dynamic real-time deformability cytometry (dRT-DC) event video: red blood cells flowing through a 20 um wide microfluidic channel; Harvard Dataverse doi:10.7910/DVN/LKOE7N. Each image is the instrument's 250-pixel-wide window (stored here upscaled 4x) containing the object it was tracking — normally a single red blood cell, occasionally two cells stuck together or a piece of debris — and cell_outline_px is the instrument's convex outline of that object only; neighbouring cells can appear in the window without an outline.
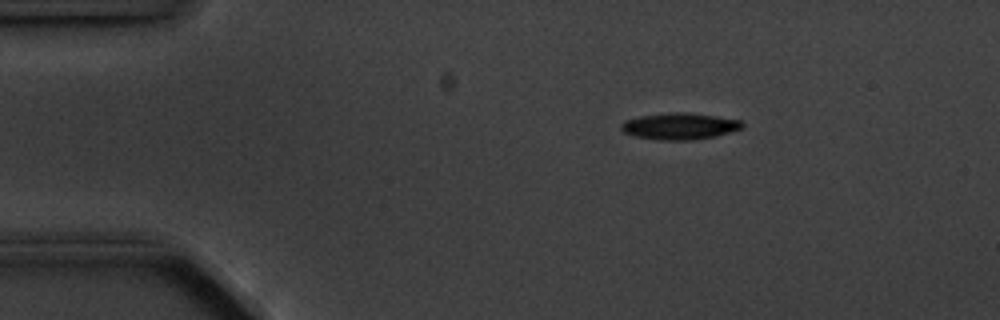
{"species": "common noctule bat (a hibernating species)", "species_latin": "Nyctalus noctula", "temperature_condition": "cold", "stored_images_in_passage": 3, "camera_frame_rate_fps": 3000, "um_per_image_px": 0.085, "animal": {"sex": "male", "body_mass_g": 20.1, "forearm_length_mm": 53.5}, "frame": {"image": 1, "passage_image": 1, "time_ms": 0.0, "image_size_px": [1000, 320], "cell_outline_px": [[744, 128], [716, 136], [692, 140], [660, 140], [632, 136], [624, 132], [620, 128], [620, 124], [628, 120], [640, 116], [672, 112], [688, 112], [716, 116], [740, 120], [744, 124]], "centroid_in_image_um": [57.79, 10.73], "position_along_channel_um": 27.2, "area_um2": 18.79}}
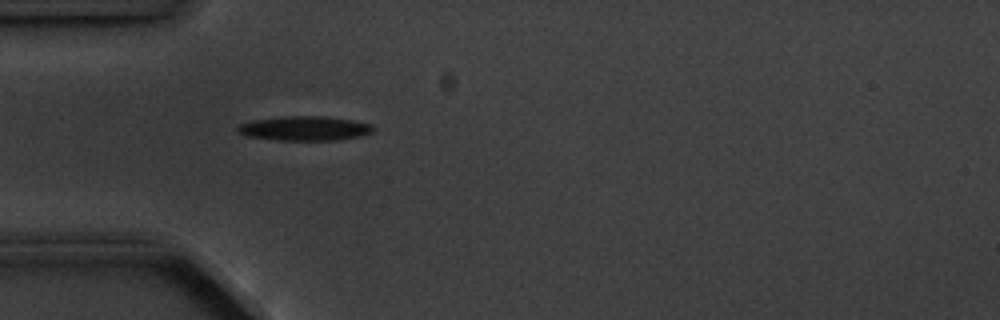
{"frame": {"image": 2, "passage_image": 3, "time_ms": 2.333, "image_size_px": [1000, 320], "cell_outline_px": [[372, 132], [360, 136], [336, 140], [276, 140], [244, 136], [236, 132], [236, 128], [240, 124], [252, 120], [284, 116], [324, 116], [352, 120], [372, 124]], "centroid_in_image_um": [25.83, 10.91], "position_along_channel_um": 59.2, "area_um2": 19.36}}